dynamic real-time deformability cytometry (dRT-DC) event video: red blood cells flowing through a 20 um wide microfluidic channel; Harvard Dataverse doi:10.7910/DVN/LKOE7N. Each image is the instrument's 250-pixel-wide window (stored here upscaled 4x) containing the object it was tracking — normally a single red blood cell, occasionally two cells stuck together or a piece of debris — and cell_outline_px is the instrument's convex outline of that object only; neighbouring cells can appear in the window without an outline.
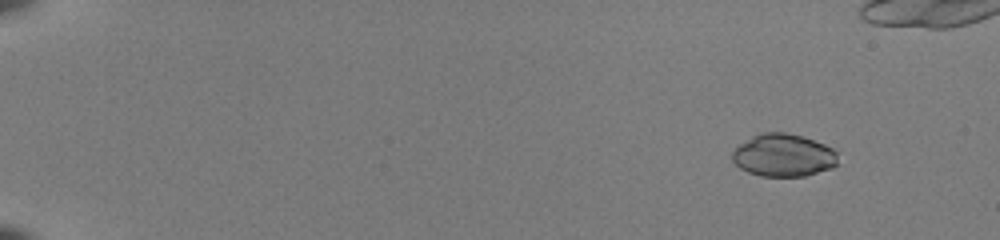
{"species": "common noctule bat (a hibernating species)", "species_latin": "Nyctalus noctula", "temperature_condition": "room temperature", "stored_images_in_passage": 45, "camera_frame_rate_fps": 3000, "um_per_image_px": 0.085, "animal": {"sex": "female", "body_mass_g": 22.0, "forearm_length_mm": 56.7}, "frame": {"image": 1, "passage_image": 1, "time_ms": 0.0, "image_size_px": [1000, 240], "cell_outline_px": [[836, 164], [832, 168], [804, 176], [760, 176], [748, 172], [740, 168], [732, 160], [732, 152], [740, 144], [752, 136], [760, 132], [784, 132], [804, 136], [824, 144], [832, 148], [836, 152]], "centroid_in_image_um": [66.58, 13.19], "position_along_channel_um": 18.4, "area_um2": 26.24}}
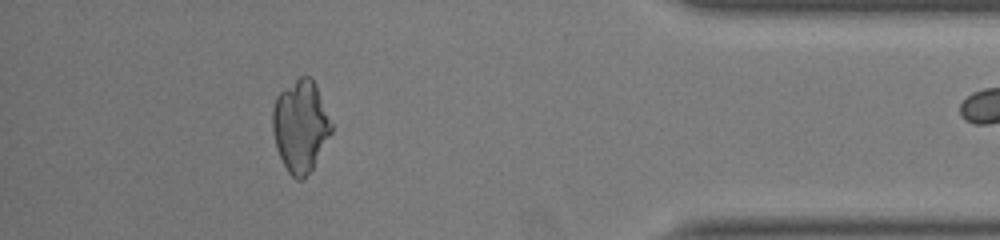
{"frame": {"image": 2, "passage_image": 44, "time_ms": 14.333, "image_size_px": [1000, 240], "cell_outline_px": [[332, 132], [312, 168], [304, 180], [296, 180], [288, 172], [276, 148], [272, 132], [272, 112], [276, 96], [284, 88], [300, 76], [312, 76], [316, 84], [332, 124]], "centroid_in_image_um": [25.53, 10.71], "position_along_channel_um": 409.7, "area_um2": 31.5}}